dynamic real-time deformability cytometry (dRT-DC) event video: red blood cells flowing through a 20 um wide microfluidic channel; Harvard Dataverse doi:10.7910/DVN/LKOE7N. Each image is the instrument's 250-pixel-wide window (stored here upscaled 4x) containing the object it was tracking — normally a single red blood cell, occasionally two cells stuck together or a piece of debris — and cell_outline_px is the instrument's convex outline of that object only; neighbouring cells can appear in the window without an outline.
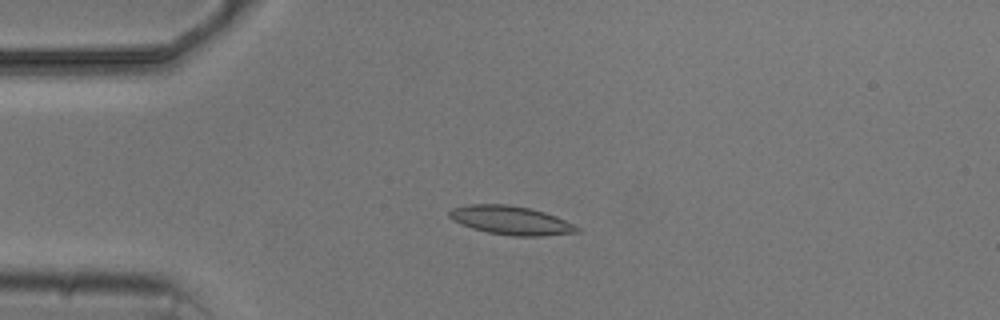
{"species": "common noctule bat (a hibernating species)", "species_latin": "Nyctalus noctula", "temperature_condition": "cold", "stored_images_in_passage": 9, "camera_frame_rate_fps": 3000, "um_per_image_px": 0.085, "animal": {"sex": "male", "body_mass_g": 20.5, "forearm_length_mm": 52.5}, "frame": {"image": 1, "passage_image": 3, "time_ms": 2.333, "image_size_px": [1000, 320], "cell_outline_px": [[580, 232], [540, 236], [512, 236], [488, 232], [472, 228], [452, 220], [448, 216], [448, 212], [452, 208], [468, 204], [508, 204], [528, 208], [544, 212], [556, 216], [580, 228]], "centroid_in_image_um": [43.4, 18.72], "position_along_channel_um": 41.6, "area_um2": 21.27}}
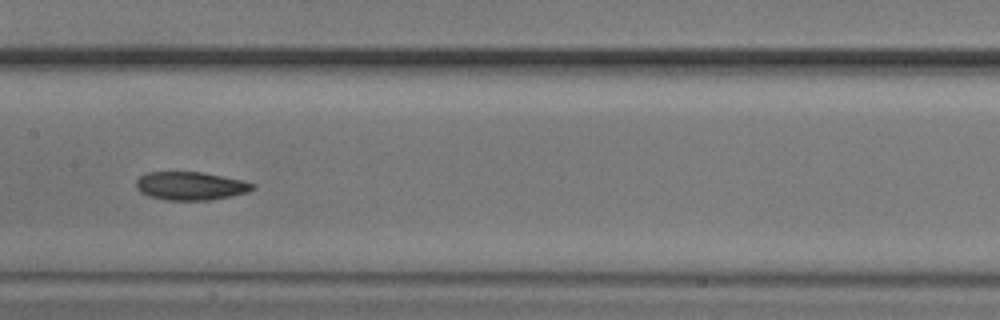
{"frame": {"image": 2, "passage_image": 7, "time_ms": 7.0, "image_size_px": [1000, 320], "cell_outline_px": [[256, 188], [248, 192], [232, 196], [208, 200], [164, 200], [148, 196], [140, 192], [136, 188], [136, 180], [140, 176], [148, 172], [200, 172], [244, 180], [256, 184]], "centroid_in_image_um": [16.21, 15.81], "position_along_channel_um": 191.2, "area_um2": 19.36}}
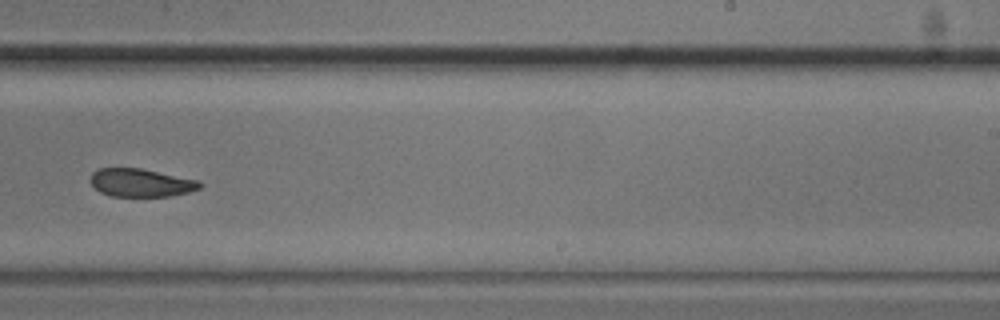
{"frame": {"image": 3, "passage_image": 9, "time_ms": 9.333, "image_size_px": [1000, 320], "cell_outline_px": [[204, 184], [200, 188], [188, 192], [172, 196], [112, 196], [100, 192], [88, 180], [92, 172], [100, 168], [140, 168], [200, 180]], "centroid_in_image_um": [11.99, 15.53], "position_along_channel_um": 277.0, "area_um2": 18.03}}